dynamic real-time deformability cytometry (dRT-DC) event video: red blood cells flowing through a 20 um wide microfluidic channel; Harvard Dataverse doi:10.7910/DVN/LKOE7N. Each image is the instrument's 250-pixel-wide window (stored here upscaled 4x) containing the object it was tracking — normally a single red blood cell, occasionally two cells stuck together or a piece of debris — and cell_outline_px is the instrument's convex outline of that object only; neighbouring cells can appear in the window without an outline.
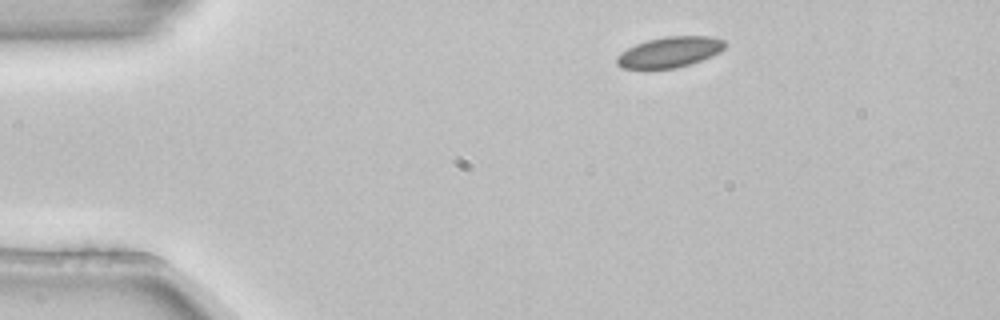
{"species": "common noctule bat (a hibernating species)", "species_latin": "Nyctalus noctula", "temperature_condition": "room temperature", "stored_images_in_passage": 2, "camera_frame_rate_fps": 3000, "um_per_image_px": 0.085, "animal": {"sex": "female", "body_mass_g": 22.7, "forearm_length_mm": 54.2}, "frame": {"image": 1, "passage_image": 1, "time_ms": 0.0, "image_size_px": [1000, 320], "cell_outline_px": [[728, 44], [720, 52], [700, 60], [676, 68], [644, 72], [620, 68], [616, 64], [616, 56], [620, 52], [636, 44], [648, 40], [668, 36], [708, 36], [724, 40]], "centroid_in_image_um": [56.83, 4.48], "position_along_channel_um": 28.2, "area_um2": 19.94}}